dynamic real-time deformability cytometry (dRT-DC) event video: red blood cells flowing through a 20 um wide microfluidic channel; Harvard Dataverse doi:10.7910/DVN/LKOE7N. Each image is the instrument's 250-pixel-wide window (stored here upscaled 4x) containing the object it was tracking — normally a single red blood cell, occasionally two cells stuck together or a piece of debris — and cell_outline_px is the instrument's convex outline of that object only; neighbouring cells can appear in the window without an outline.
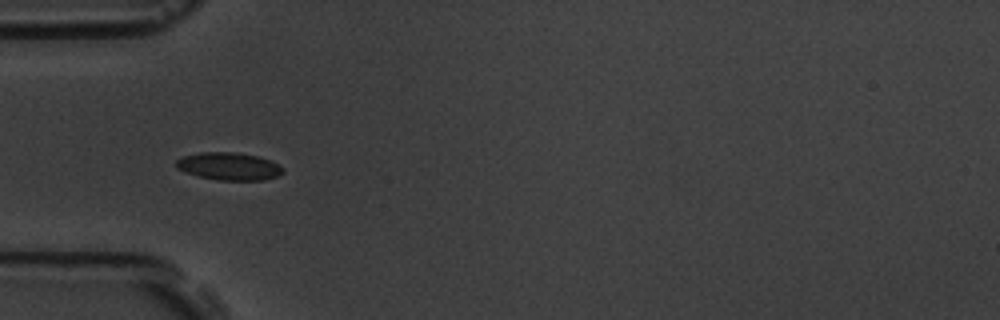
{"species": "common noctule bat (a hibernating species)", "species_latin": "Nyctalus noctula", "temperature_condition": "room temperature", "stored_images_in_passage": 3, "camera_frame_rate_fps": 3000, "um_per_image_px": 0.085, "animal": {"sex": "male", "body_mass_g": 19.5, "forearm_length_mm": 54.6}, "frame": {"image": 1, "passage_image": 2, "time_ms": 1.333, "image_size_px": [1000, 320], "cell_outline_px": [[284, 172], [276, 176], [264, 180], [220, 180], [200, 176], [184, 172], [176, 168], [176, 160], [184, 156], [200, 152], [232, 152], [256, 156], [268, 160], [284, 168]], "centroid_in_image_um": [19.43, 14.14], "position_along_channel_um": 65.6, "area_um2": 16.94}}
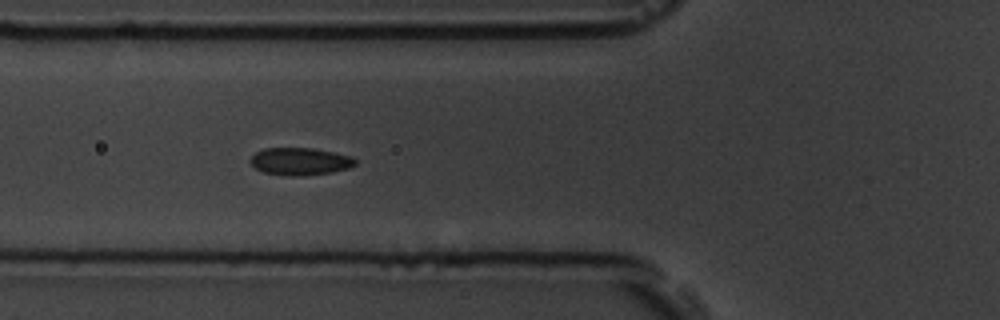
{"frame": {"image": 2, "passage_image": 3, "time_ms": 2.333, "image_size_px": [1000, 320], "cell_outline_px": [[356, 164], [348, 168], [332, 172], [304, 176], [288, 176], [264, 172], [256, 168], [248, 160], [256, 152], [264, 148], [312, 148], [352, 156], [356, 160]], "centroid_in_image_um": [25.5, 13.72], "position_along_channel_um": 100.3, "area_um2": 16.76}}